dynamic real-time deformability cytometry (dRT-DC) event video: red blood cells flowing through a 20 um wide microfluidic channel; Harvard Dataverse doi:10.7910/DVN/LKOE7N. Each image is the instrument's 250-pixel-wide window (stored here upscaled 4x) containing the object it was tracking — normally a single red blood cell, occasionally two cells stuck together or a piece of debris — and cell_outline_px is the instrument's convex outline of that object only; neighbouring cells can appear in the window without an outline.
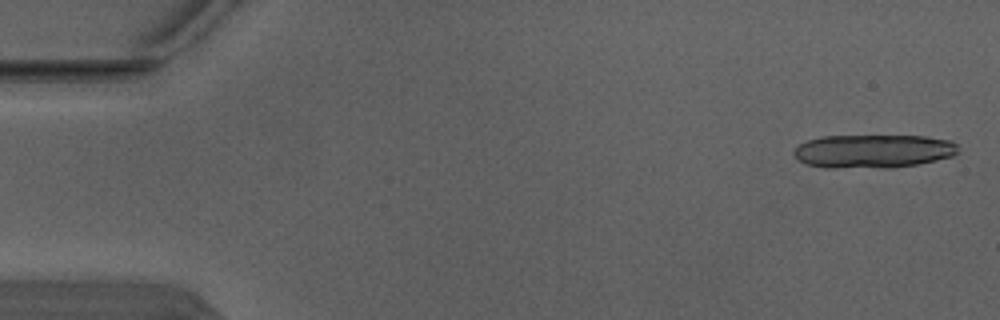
{"species": "Egyptian fruit bat (a non-hibernating species)", "species_latin": "Rousettus aegyptiacus", "temperature_condition": "warm", "stored_images_in_passage": 5, "camera_frame_rate_fps": 3000, "um_per_image_px": 0.085, "animal": {"sex": "male"}, "frame": {"image": 1, "passage_image": 1, "time_ms": 0.0, "image_size_px": [1000, 320], "cell_outline_px": [[960, 152], [952, 156], [936, 160], [916, 164], [892, 168], [824, 168], [808, 164], [796, 160], [792, 152], [800, 144], [808, 140], [820, 136], [924, 136], [952, 140], [956, 144]], "centroid_in_image_um": [74.21, 12.86], "position_along_channel_um": 10.8, "area_um2": 32.43}}